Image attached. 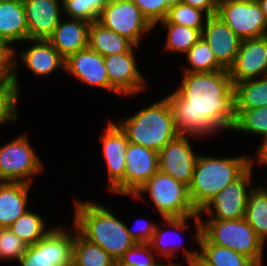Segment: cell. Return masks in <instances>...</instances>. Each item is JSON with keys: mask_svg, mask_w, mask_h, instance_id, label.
<instances>
[{"mask_svg": "<svg viewBox=\"0 0 267 266\" xmlns=\"http://www.w3.org/2000/svg\"><path fill=\"white\" fill-rule=\"evenodd\" d=\"M181 74L177 88L165 95L176 133L198 137L196 140L211 139L226 130L233 133L237 115L235 85L229 70Z\"/></svg>", "mask_w": 267, "mask_h": 266, "instance_id": "cell-1", "label": "cell"}, {"mask_svg": "<svg viewBox=\"0 0 267 266\" xmlns=\"http://www.w3.org/2000/svg\"><path fill=\"white\" fill-rule=\"evenodd\" d=\"M102 204L96 199L73 198L72 224L84 239L103 248L117 262L136 242L128 233V224Z\"/></svg>", "mask_w": 267, "mask_h": 266, "instance_id": "cell-2", "label": "cell"}, {"mask_svg": "<svg viewBox=\"0 0 267 266\" xmlns=\"http://www.w3.org/2000/svg\"><path fill=\"white\" fill-rule=\"evenodd\" d=\"M250 166L251 155L218 157L200 153L188 187L190 201L197 212Z\"/></svg>", "mask_w": 267, "mask_h": 266, "instance_id": "cell-3", "label": "cell"}, {"mask_svg": "<svg viewBox=\"0 0 267 266\" xmlns=\"http://www.w3.org/2000/svg\"><path fill=\"white\" fill-rule=\"evenodd\" d=\"M116 123L126 134L128 142L157 152L178 136L172 109L165 96L127 117H121Z\"/></svg>", "mask_w": 267, "mask_h": 266, "instance_id": "cell-4", "label": "cell"}, {"mask_svg": "<svg viewBox=\"0 0 267 266\" xmlns=\"http://www.w3.org/2000/svg\"><path fill=\"white\" fill-rule=\"evenodd\" d=\"M202 236L211 244L229 248L250 258L257 266L264 265L265 244L244 218L203 219Z\"/></svg>", "mask_w": 267, "mask_h": 266, "instance_id": "cell-5", "label": "cell"}, {"mask_svg": "<svg viewBox=\"0 0 267 266\" xmlns=\"http://www.w3.org/2000/svg\"><path fill=\"white\" fill-rule=\"evenodd\" d=\"M147 195L161 218H182L198 215L192 205L188 187L175 180L172 176L161 172L155 173L142 187L130 198L136 202L145 201Z\"/></svg>", "mask_w": 267, "mask_h": 266, "instance_id": "cell-6", "label": "cell"}, {"mask_svg": "<svg viewBox=\"0 0 267 266\" xmlns=\"http://www.w3.org/2000/svg\"><path fill=\"white\" fill-rule=\"evenodd\" d=\"M30 142L27 132H22L0 146V182L33 185L34 177L44 173L45 163Z\"/></svg>", "mask_w": 267, "mask_h": 266, "instance_id": "cell-7", "label": "cell"}, {"mask_svg": "<svg viewBox=\"0 0 267 266\" xmlns=\"http://www.w3.org/2000/svg\"><path fill=\"white\" fill-rule=\"evenodd\" d=\"M60 225L55 224L43 239L28 246L18 266H73L74 225L72 230Z\"/></svg>", "mask_w": 267, "mask_h": 266, "instance_id": "cell-8", "label": "cell"}, {"mask_svg": "<svg viewBox=\"0 0 267 266\" xmlns=\"http://www.w3.org/2000/svg\"><path fill=\"white\" fill-rule=\"evenodd\" d=\"M25 43L29 44V46L27 45L25 48L26 50L22 48L19 55L17 54L18 50L14 47L13 55L14 62L11 84L20 92V94L22 85H20V72L18 71H20L19 68L22 66H24V68L26 67L27 70L33 73L34 78L41 77V79L42 77H49L51 74H54L55 72L57 73V71L60 72V69L65 72V59L57 52L48 40L27 39ZM20 63H22V66Z\"/></svg>", "mask_w": 267, "mask_h": 266, "instance_id": "cell-9", "label": "cell"}, {"mask_svg": "<svg viewBox=\"0 0 267 266\" xmlns=\"http://www.w3.org/2000/svg\"><path fill=\"white\" fill-rule=\"evenodd\" d=\"M98 22L137 46H142L141 41L154 30L132 0H109Z\"/></svg>", "mask_w": 267, "mask_h": 266, "instance_id": "cell-10", "label": "cell"}, {"mask_svg": "<svg viewBox=\"0 0 267 266\" xmlns=\"http://www.w3.org/2000/svg\"><path fill=\"white\" fill-rule=\"evenodd\" d=\"M254 166L213 197L199 212L205 219L229 220L244 218L247 199L253 185Z\"/></svg>", "mask_w": 267, "mask_h": 266, "instance_id": "cell-11", "label": "cell"}, {"mask_svg": "<svg viewBox=\"0 0 267 266\" xmlns=\"http://www.w3.org/2000/svg\"><path fill=\"white\" fill-rule=\"evenodd\" d=\"M217 15L242 40L267 35V19L257 0H219Z\"/></svg>", "mask_w": 267, "mask_h": 266, "instance_id": "cell-12", "label": "cell"}, {"mask_svg": "<svg viewBox=\"0 0 267 266\" xmlns=\"http://www.w3.org/2000/svg\"><path fill=\"white\" fill-rule=\"evenodd\" d=\"M100 133L99 142L102 145V157L107 167L108 192L125 197V153L128 139L119 125L109 119Z\"/></svg>", "mask_w": 267, "mask_h": 266, "instance_id": "cell-13", "label": "cell"}, {"mask_svg": "<svg viewBox=\"0 0 267 266\" xmlns=\"http://www.w3.org/2000/svg\"><path fill=\"white\" fill-rule=\"evenodd\" d=\"M140 46L135 45L129 52L104 56L110 84L124 97H133L150 90L143 76L144 73L138 68L136 53Z\"/></svg>", "mask_w": 267, "mask_h": 266, "instance_id": "cell-14", "label": "cell"}, {"mask_svg": "<svg viewBox=\"0 0 267 266\" xmlns=\"http://www.w3.org/2000/svg\"><path fill=\"white\" fill-rule=\"evenodd\" d=\"M162 220L163 225H161V227L160 225L156 226L154 235L149 242L152 250L156 253L159 259H161V261L166 259L168 261V265L180 264L172 261L173 257L178 254L177 251H179V249L183 250L186 263L199 254V250L185 248L186 246L182 243L183 237L180 235L189 229V221H201L199 214L182 218H162Z\"/></svg>", "mask_w": 267, "mask_h": 266, "instance_id": "cell-15", "label": "cell"}, {"mask_svg": "<svg viewBox=\"0 0 267 266\" xmlns=\"http://www.w3.org/2000/svg\"><path fill=\"white\" fill-rule=\"evenodd\" d=\"M196 137L177 136L158 152L159 170L187 187L192 182L193 170L200 154L195 153L192 140Z\"/></svg>", "mask_w": 267, "mask_h": 266, "instance_id": "cell-16", "label": "cell"}, {"mask_svg": "<svg viewBox=\"0 0 267 266\" xmlns=\"http://www.w3.org/2000/svg\"><path fill=\"white\" fill-rule=\"evenodd\" d=\"M65 74L82 85L97 87L123 97L109 82L104 58L89 47L70 55L65 60Z\"/></svg>", "mask_w": 267, "mask_h": 266, "instance_id": "cell-17", "label": "cell"}, {"mask_svg": "<svg viewBox=\"0 0 267 266\" xmlns=\"http://www.w3.org/2000/svg\"><path fill=\"white\" fill-rule=\"evenodd\" d=\"M229 73L234 85L244 80L267 76V35L243 39Z\"/></svg>", "mask_w": 267, "mask_h": 266, "instance_id": "cell-18", "label": "cell"}, {"mask_svg": "<svg viewBox=\"0 0 267 266\" xmlns=\"http://www.w3.org/2000/svg\"><path fill=\"white\" fill-rule=\"evenodd\" d=\"M125 158V196L132 197L159 171L158 152L129 142Z\"/></svg>", "mask_w": 267, "mask_h": 266, "instance_id": "cell-19", "label": "cell"}, {"mask_svg": "<svg viewBox=\"0 0 267 266\" xmlns=\"http://www.w3.org/2000/svg\"><path fill=\"white\" fill-rule=\"evenodd\" d=\"M202 38L214 52L217 61L229 70L236 60L242 39L218 15L207 18Z\"/></svg>", "mask_w": 267, "mask_h": 266, "instance_id": "cell-20", "label": "cell"}, {"mask_svg": "<svg viewBox=\"0 0 267 266\" xmlns=\"http://www.w3.org/2000/svg\"><path fill=\"white\" fill-rule=\"evenodd\" d=\"M29 39L47 40L63 17L62 0H22Z\"/></svg>", "mask_w": 267, "mask_h": 266, "instance_id": "cell-21", "label": "cell"}, {"mask_svg": "<svg viewBox=\"0 0 267 266\" xmlns=\"http://www.w3.org/2000/svg\"><path fill=\"white\" fill-rule=\"evenodd\" d=\"M90 24L82 19L63 16L47 40L66 60L70 55L88 47Z\"/></svg>", "mask_w": 267, "mask_h": 266, "instance_id": "cell-22", "label": "cell"}, {"mask_svg": "<svg viewBox=\"0 0 267 266\" xmlns=\"http://www.w3.org/2000/svg\"><path fill=\"white\" fill-rule=\"evenodd\" d=\"M33 187L23 182H0V228L9 227L30 209Z\"/></svg>", "mask_w": 267, "mask_h": 266, "instance_id": "cell-23", "label": "cell"}, {"mask_svg": "<svg viewBox=\"0 0 267 266\" xmlns=\"http://www.w3.org/2000/svg\"><path fill=\"white\" fill-rule=\"evenodd\" d=\"M0 39L13 48L15 43L22 46L29 39L22 0H0Z\"/></svg>", "mask_w": 267, "mask_h": 266, "instance_id": "cell-24", "label": "cell"}, {"mask_svg": "<svg viewBox=\"0 0 267 266\" xmlns=\"http://www.w3.org/2000/svg\"><path fill=\"white\" fill-rule=\"evenodd\" d=\"M194 242L198 245L199 255L214 266H257L247 256L226 247L209 243L202 236L201 221H194Z\"/></svg>", "mask_w": 267, "mask_h": 266, "instance_id": "cell-25", "label": "cell"}, {"mask_svg": "<svg viewBox=\"0 0 267 266\" xmlns=\"http://www.w3.org/2000/svg\"><path fill=\"white\" fill-rule=\"evenodd\" d=\"M134 46L131 40L105 28L98 21L90 24L88 47L103 57L129 52Z\"/></svg>", "mask_w": 267, "mask_h": 266, "instance_id": "cell-26", "label": "cell"}, {"mask_svg": "<svg viewBox=\"0 0 267 266\" xmlns=\"http://www.w3.org/2000/svg\"><path fill=\"white\" fill-rule=\"evenodd\" d=\"M244 219L266 245L267 242V185L262 181L249 193Z\"/></svg>", "mask_w": 267, "mask_h": 266, "instance_id": "cell-27", "label": "cell"}, {"mask_svg": "<svg viewBox=\"0 0 267 266\" xmlns=\"http://www.w3.org/2000/svg\"><path fill=\"white\" fill-rule=\"evenodd\" d=\"M165 29L166 39L163 51L184 55L201 37L203 29H195L182 25L169 23L166 19L154 26Z\"/></svg>", "mask_w": 267, "mask_h": 266, "instance_id": "cell-28", "label": "cell"}, {"mask_svg": "<svg viewBox=\"0 0 267 266\" xmlns=\"http://www.w3.org/2000/svg\"><path fill=\"white\" fill-rule=\"evenodd\" d=\"M46 218L32 209L27 210L9 228L28 246L33 245L43 239L54 226H47ZM48 227V228H47Z\"/></svg>", "mask_w": 267, "mask_h": 266, "instance_id": "cell-29", "label": "cell"}, {"mask_svg": "<svg viewBox=\"0 0 267 266\" xmlns=\"http://www.w3.org/2000/svg\"><path fill=\"white\" fill-rule=\"evenodd\" d=\"M73 266H116L103 248L84 239L74 226Z\"/></svg>", "mask_w": 267, "mask_h": 266, "instance_id": "cell-30", "label": "cell"}, {"mask_svg": "<svg viewBox=\"0 0 267 266\" xmlns=\"http://www.w3.org/2000/svg\"><path fill=\"white\" fill-rule=\"evenodd\" d=\"M236 109H255L267 106V76L235 84Z\"/></svg>", "mask_w": 267, "mask_h": 266, "instance_id": "cell-31", "label": "cell"}, {"mask_svg": "<svg viewBox=\"0 0 267 266\" xmlns=\"http://www.w3.org/2000/svg\"><path fill=\"white\" fill-rule=\"evenodd\" d=\"M187 64H181L182 72H214L226 70L215 58L208 43L201 37L185 54Z\"/></svg>", "mask_w": 267, "mask_h": 266, "instance_id": "cell-32", "label": "cell"}, {"mask_svg": "<svg viewBox=\"0 0 267 266\" xmlns=\"http://www.w3.org/2000/svg\"><path fill=\"white\" fill-rule=\"evenodd\" d=\"M236 115L237 122L233 132L256 135L255 137H262V139L267 138V106L255 109H236Z\"/></svg>", "mask_w": 267, "mask_h": 266, "instance_id": "cell-33", "label": "cell"}, {"mask_svg": "<svg viewBox=\"0 0 267 266\" xmlns=\"http://www.w3.org/2000/svg\"><path fill=\"white\" fill-rule=\"evenodd\" d=\"M108 2L109 0H62L63 16L93 23L99 21Z\"/></svg>", "mask_w": 267, "mask_h": 266, "instance_id": "cell-34", "label": "cell"}, {"mask_svg": "<svg viewBox=\"0 0 267 266\" xmlns=\"http://www.w3.org/2000/svg\"><path fill=\"white\" fill-rule=\"evenodd\" d=\"M208 17L209 16L205 12L199 9L184 3H179L169 8L165 19L172 24L203 29Z\"/></svg>", "mask_w": 267, "mask_h": 266, "instance_id": "cell-35", "label": "cell"}, {"mask_svg": "<svg viewBox=\"0 0 267 266\" xmlns=\"http://www.w3.org/2000/svg\"><path fill=\"white\" fill-rule=\"evenodd\" d=\"M150 243H135L130 247L116 264H129L137 266H165L167 261H159Z\"/></svg>", "mask_w": 267, "mask_h": 266, "instance_id": "cell-36", "label": "cell"}, {"mask_svg": "<svg viewBox=\"0 0 267 266\" xmlns=\"http://www.w3.org/2000/svg\"><path fill=\"white\" fill-rule=\"evenodd\" d=\"M27 247L28 245L9 227L0 228V261L17 263Z\"/></svg>", "mask_w": 267, "mask_h": 266, "instance_id": "cell-37", "label": "cell"}, {"mask_svg": "<svg viewBox=\"0 0 267 266\" xmlns=\"http://www.w3.org/2000/svg\"><path fill=\"white\" fill-rule=\"evenodd\" d=\"M20 95V92L12 84L0 93V128L18 121Z\"/></svg>", "mask_w": 267, "mask_h": 266, "instance_id": "cell-38", "label": "cell"}, {"mask_svg": "<svg viewBox=\"0 0 267 266\" xmlns=\"http://www.w3.org/2000/svg\"><path fill=\"white\" fill-rule=\"evenodd\" d=\"M140 9L142 15L154 27L157 23L165 20L169 7L159 5V0H132Z\"/></svg>", "mask_w": 267, "mask_h": 266, "instance_id": "cell-39", "label": "cell"}, {"mask_svg": "<svg viewBox=\"0 0 267 266\" xmlns=\"http://www.w3.org/2000/svg\"><path fill=\"white\" fill-rule=\"evenodd\" d=\"M135 223V224H134ZM132 227L127 226L128 233L136 243H149L154 235L157 224L148 218H137Z\"/></svg>", "mask_w": 267, "mask_h": 266, "instance_id": "cell-40", "label": "cell"}, {"mask_svg": "<svg viewBox=\"0 0 267 266\" xmlns=\"http://www.w3.org/2000/svg\"><path fill=\"white\" fill-rule=\"evenodd\" d=\"M14 48L0 39V70L11 80L13 74Z\"/></svg>", "mask_w": 267, "mask_h": 266, "instance_id": "cell-41", "label": "cell"}, {"mask_svg": "<svg viewBox=\"0 0 267 266\" xmlns=\"http://www.w3.org/2000/svg\"><path fill=\"white\" fill-rule=\"evenodd\" d=\"M219 0H182V3L190 5L205 12L208 16L217 15Z\"/></svg>", "mask_w": 267, "mask_h": 266, "instance_id": "cell-42", "label": "cell"}, {"mask_svg": "<svg viewBox=\"0 0 267 266\" xmlns=\"http://www.w3.org/2000/svg\"><path fill=\"white\" fill-rule=\"evenodd\" d=\"M256 148L254 156H251V165H259L263 169L264 166L267 167V138L260 141V145Z\"/></svg>", "mask_w": 267, "mask_h": 266, "instance_id": "cell-43", "label": "cell"}, {"mask_svg": "<svg viewBox=\"0 0 267 266\" xmlns=\"http://www.w3.org/2000/svg\"><path fill=\"white\" fill-rule=\"evenodd\" d=\"M186 264H188V266H214L205 261L199 254Z\"/></svg>", "mask_w": 267, "mask_h": 266, "instance_id": "cell-44", "label": "cell"}, {"mask_svg": "<svg viewBox=\"0 0 267 266\" xmlns=\"http://www.w3.org/2000/svg\"><path fill=\"white\" fill-rule=\"evenodd\" d=\"M11 85V80L0 70V93Z\"/></svg>", "mask_w": 267, "mask_h": 266, "instance_id": "cell-45", "label": "cell"}, {"mask_svg": "<svg viewBox=\"0 0 267 266\" xmlns=\"http://www.w3.org/2000/svg\"><path fill=\"white\" fill-rule=\"evenodd\" d=\"M182 3V0H159V5H167L169 8Z\"/></svg>", "mask_w": 267, "mask_h": 266, "instance_id": "cell-46", "label": "cell"}, {"mask_svg": "<svg viewBox=\"0 0 267 266\" xmlns=\"http://www.w3.org/2000/svg\"><path fill=\"white\" fill-rule=\"evenodd\" d=\"M257 1L260 4L261 9H262V11L265 14V17L267 19V0H257Z\"/></svg>", "mask_w": 267, "mask_h": 266, "instance_id": "cell-47", "label": "cell"}, {"mask_svg": "<svg viewBox=\"0 0 267 266\" xmlns=\"http://www.w3.org/2000/svg\"><path fill=\"white\" fill-rule=\"evenodd\" d=\"M116 266H137V265H129V264H116Z\"/></svg>", "mask_w": 267, "mask_h": 266, "instance_id": "cell-48", "label": "cell"}, {"mask_svg": "<svg viewBox=\"0 0 267 266\" xmlns=\"http://www.w3.org/2000/svg\"><path fill=\"white\" fill-rule=\"evenodd\" d=\"M165 266H182V265L181 264H172V265L166 264Z\"/></svg>", "mask_w": 267, "mask_h": 266, "instance_id": "cell-49", "label": "cell"}, {"mask_svg": "<svg viewBox=\"0 0 267 266\" xmlns=\"http://www.w3.org/2000/svg\"><path fill=\"white\" fill-rule=\"evenodd\" d=\"M266 181H267V178H266V180H264V179L262 180V182H263L265 185H267V184H266Z\"/></svg>", "mask_w": 267, "mask_h": 266, "instance_id": "cell-50", "label": "cell"}]
</instances>
